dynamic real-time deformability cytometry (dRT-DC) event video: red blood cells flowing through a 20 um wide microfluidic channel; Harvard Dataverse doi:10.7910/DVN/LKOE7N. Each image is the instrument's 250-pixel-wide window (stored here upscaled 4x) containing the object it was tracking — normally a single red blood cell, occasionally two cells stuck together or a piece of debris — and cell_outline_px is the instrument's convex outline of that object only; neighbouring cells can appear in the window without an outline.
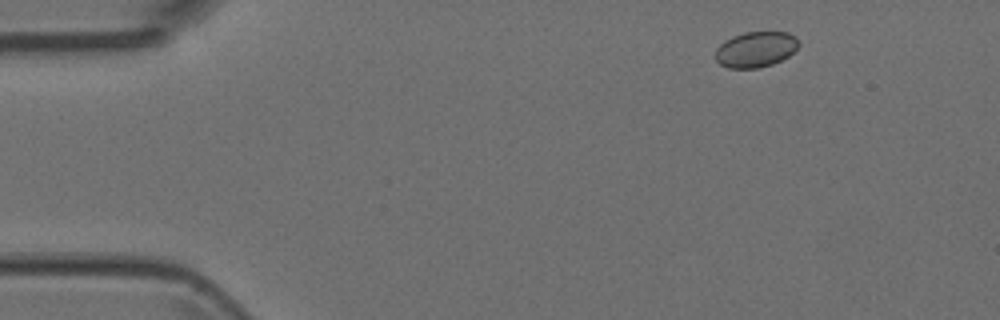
{"species": "Egyptian fruit bat (a non-hibernating species)", "species_latin": "Rousettus aegyptiacus", "temperature_condition": "room temperature", "stored_images_in_passage": 3, "camera_frame_rate_fps": 3000, "um_per_image_px": 0.085, "animal": {"sex": "female"}, "frame": {"image": 1, "passage_image": 1, "time_ms": 0.0, "image_size_px": [1000, 320], "cell_outline_px": [[800, 44], [788, 56], [772, 64], [760, 68], [728, 68], [720, 64], [716, 60], [716, 48], [724, 40], [732, 36], [744, 32], [788, 32], [796, 36]], "centroid_in_image_um": [64.22, 4.19], "position_along_channel_um": 20.8, "area_um2": 17.34}}
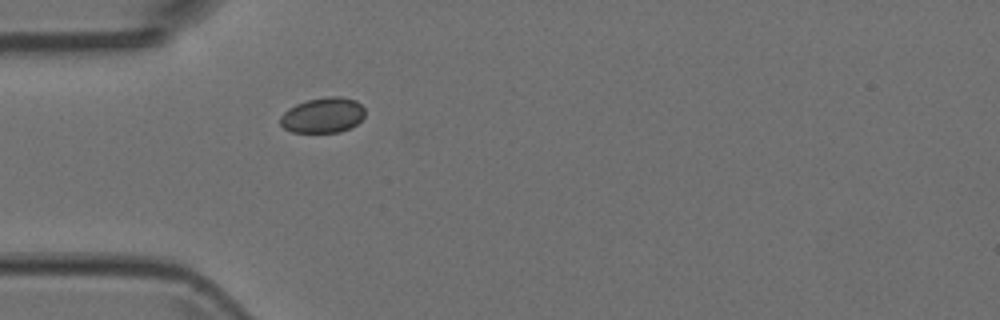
{"frame": {"image": 2, "passage_image": 3, "time_ms": 0.667, "image_size_px": [1000, 320], "cell_outline_px": [[364, 116], [356, 124], [340, 132], [292, 132], [284, 128], [280, 124], [280, 116], [288, 108], [296, 104], [308, 100], [328, 96], [340, 96], [356, 100], [364, 108]], "centroid_in_image_um": [27.43, 9.79], "position_along_channel_um": 57.6, "area_um2": 17.4}}